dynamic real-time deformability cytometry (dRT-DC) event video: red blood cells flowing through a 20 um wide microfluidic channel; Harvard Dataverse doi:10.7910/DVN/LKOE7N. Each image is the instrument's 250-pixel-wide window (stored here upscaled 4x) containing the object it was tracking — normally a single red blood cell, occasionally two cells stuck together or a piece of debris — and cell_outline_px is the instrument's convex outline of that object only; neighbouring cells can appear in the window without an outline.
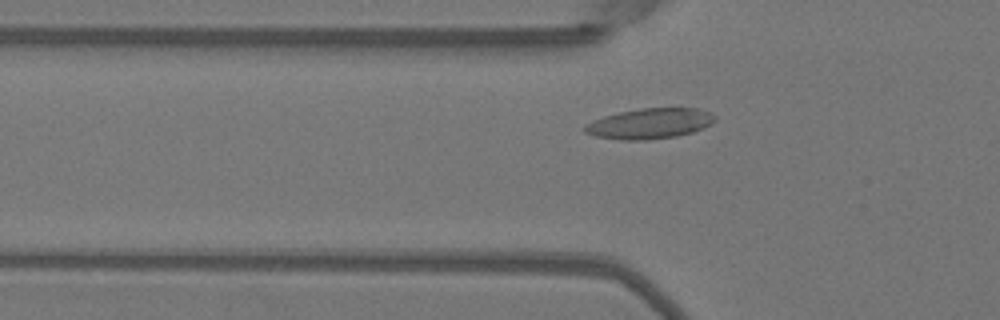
{"species": "Egyptian fruit bat (a non-hibernating species)", "species_latin": "Rousettus aegyptiacus", "temperature_condition": "warm", "stored_images_in_passage": 45, "camera_frame_rate_fps": 3000, "um_per_image_px": 0.085, "animal": {"sex": "female"}, "frame": {"image": 1, "passage_image": 11, "time_ms": 3.333, "image_size_px": [1000, 320], "cell_outline_px": [[716, 120], [712, 124], [704, 128], [692, 132], [676, 136], [648, 140], [620, 140], [596, 136], [584, 132], [580, 128], [584, 124], [592, 120], [604, 116], [620, 112], [640, 108], [700, 108], [712, 112], [716, 116]], "centroid_in_image_um": [55.23, 10.5], "position_along_channel_um": 70.6, "area_um2": 23.47}}
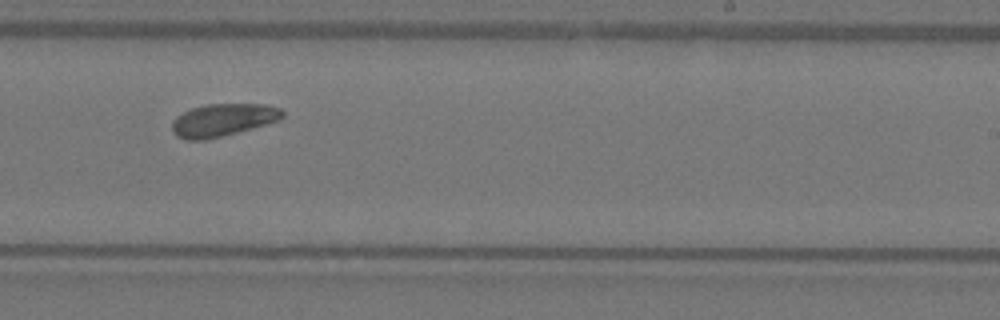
{"frame": {"image": 2, "passage_image": 26, "time_ms": 8.333, "image_size_px": [1000, 320], "cell_outline_px": [[284, 116], [280, 120], [236, 132], [204, 140], [184, 140], [176, 136], [172, 132], [172, 120], [176, 116], [192, 108], [208, 104], [264, 104], [280, 108], [284, 112]], "centroid_in_image_um": [18.92, 10.2], "position_along_channel_um": 270.1, "area_um2": 20.87}}
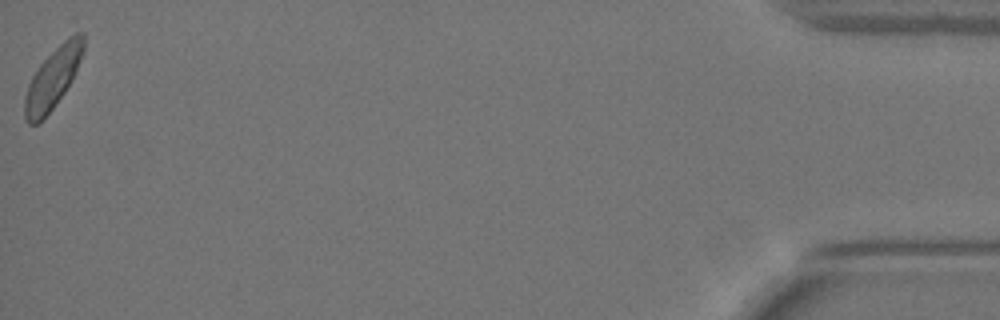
{"frame": {"image": 3, "passage_image": 45, "time_ms": 14.667, "image_size_px": [1000, 320], "cell_outline_px": [[84, 48], [76, 72], [72, 80], [64, 92], [52, 108], [36, 124], [28, 124], [24, 116], [24, 100], [28, 84], [32, 76], [40, 64], [68, 36], [76, 32], [84, 32]], "centroid_in_image_um": [4.5, 6.62], "position_along_channel_um": 430.7, "area_um2": 20.4}, "authors_computed_cell_mechanics": {"area_um2": 20.8658, "velocity_mm_per_s": 3.9867, "shape_relaxation_time_tau1_ms": 1.4868, "shape_relaxation_time_tau2_ms": null, "deformation_change_tau1": 0.0623, "deformation_change_tau2": null}}